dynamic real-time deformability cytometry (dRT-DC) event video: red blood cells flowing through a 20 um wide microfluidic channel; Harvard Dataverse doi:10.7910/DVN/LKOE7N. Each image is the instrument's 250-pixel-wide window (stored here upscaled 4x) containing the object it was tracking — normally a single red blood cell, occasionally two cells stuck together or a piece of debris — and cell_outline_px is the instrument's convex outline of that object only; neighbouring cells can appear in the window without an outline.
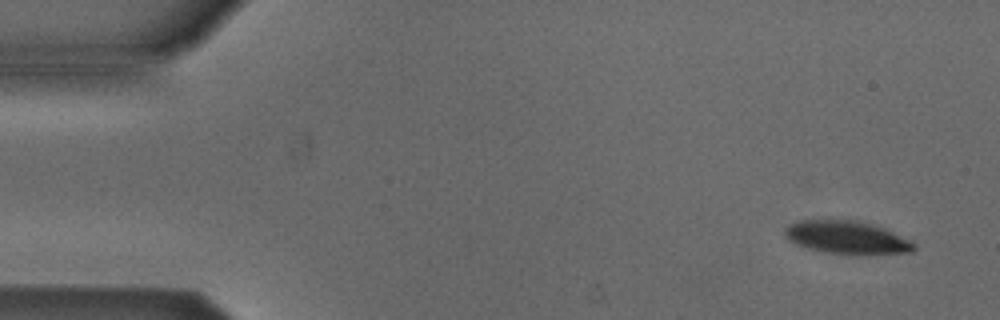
{"species": "Egyptian fruit bat (a non-hibernating species)", "species_latin": "Rousettus aegyptiacus", "temperature_condition": "cold", "stored_images_in_passage": 5, "camera_frame_rate_fps": 3000, "um_per_image_px": 0.085, "animal": {"sex": "male"}, "frame": {"image": 1, "passage_image": 1, "time_ms": 0.0, "image_size_px": [1000, 320], "cell_outline_px": [[916, 248], [912, 252], [864, 256], [848, 256], [824, 252], [808, 248], [796, 244], [788, 240], [784, 232], [784, 228], [788, 224], [796, 220], [856, 220], [884, 228], [912, 240], [916, 244]], "centroid_in_image_um": [72.02, 20.22], "position_along_channel_um": 13.0, "area_um2": 25.61}}
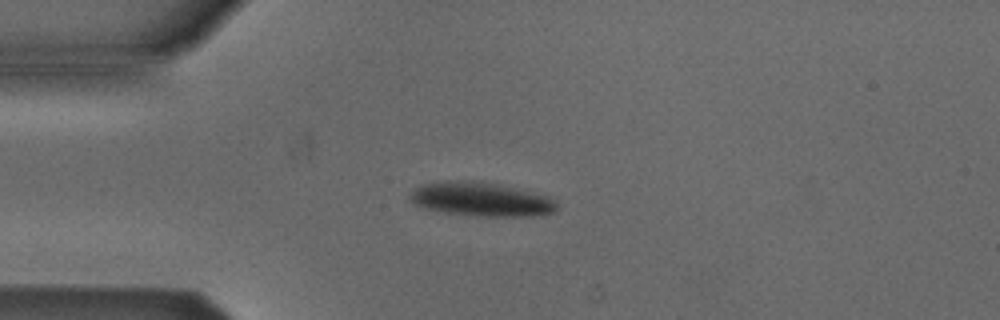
{"frame": {"image": 2, "passage_image": 3, "time_ms": 3.333, "image_size_px": [1000, 320], "cell_outline_px": [[556, 212], [540, 216], [472, 216], [444, 212], [424, 208], [412, 204], [408, 196], [416, 188], [424, 184], [444, 180], [468, 180], [496, 184], [548, 196], [556, 200]], "centroid_in_image_um": [40.88, 16.95], "position_along_channel_um": 44.1, "area_um2": 29.13}}
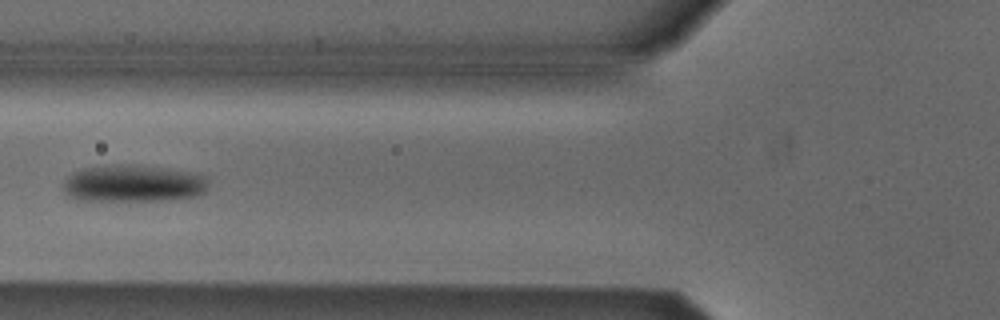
{"frame": {"image": 3, "passage_image": 5, "time_ms": 5.667, "image_size_px": [1000, 320], "cell_outline_px": [[208, 192], [200, 196], [172, 200], [76, 200], [68, 196], [64, 192], [64, 180], [68, 176], [84, 168], [160, 168], [196, 172], [208, 176]], "centroid_in_image_um": [11.46, 15.67], "position_along_channel_um": 114.3, "area_um2": 30.46}}